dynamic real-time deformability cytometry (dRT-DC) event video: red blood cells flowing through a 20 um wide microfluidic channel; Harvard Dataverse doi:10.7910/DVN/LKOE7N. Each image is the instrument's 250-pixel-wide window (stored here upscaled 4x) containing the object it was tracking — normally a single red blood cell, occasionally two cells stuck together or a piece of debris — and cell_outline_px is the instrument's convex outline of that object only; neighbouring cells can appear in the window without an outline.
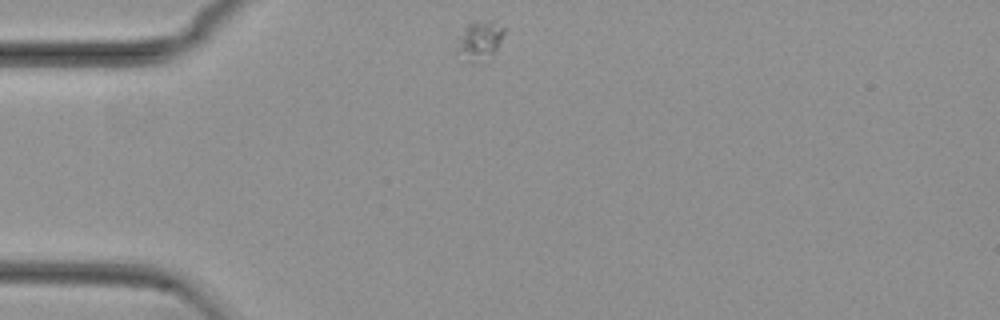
{"species": "common noctule bat (a hibernating species)", "species_latin": "Nyctalus noctula", "temperature_condition": "cold", "stored_images_in_passage": 34, "camera_frame_rate_fps": 3000, "um_per_image_px": 0.085, "animal": {"sex": "female", "body_mass_g": 29.2, "forearm_length_mm": 56.3}, "frame": {"image": 1, "passage_image": 1, "time_ms": 0.0, "image_size_px": [1000, 320], "cell_outline_px": [[504, 32], [496, 48], [480, 64], [460, 64], [456, 52], [456, 48], [464, 28], [468, 24], [476, 20], [492, 20], [504, 28]], "centroid_in_image_um": [40.68, 3.52], "position_along_channel_um": 44.3, "area_um2": 11.1}}
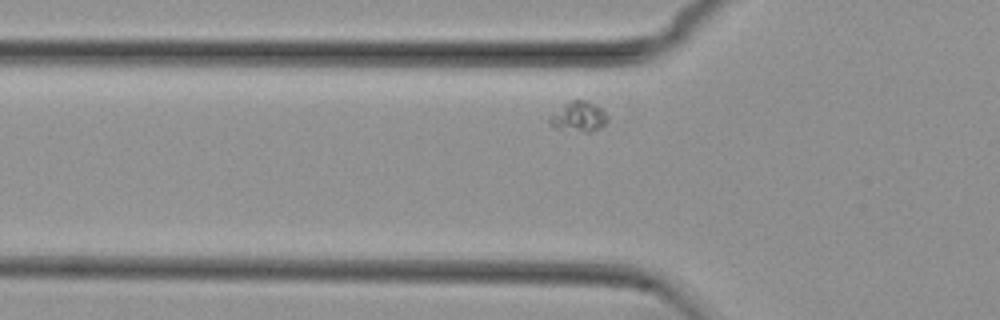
{"frame": {"image": 2, "passage_image": 6, "time_ms": 1.667, "image_size_px": [1000, 320], "cell_outline_px": [[608, 120], [600, 128], [592, 132], [584, 132], [556, 128], [548, 124], [548, 116], [564, 104], [572, 100], [584, 100], [600, 108], [608, 116]], "centroid_in_image_um": [49.15, 9.94], "position_along_channel_um": 76.7, "area_um2": 10.12}}
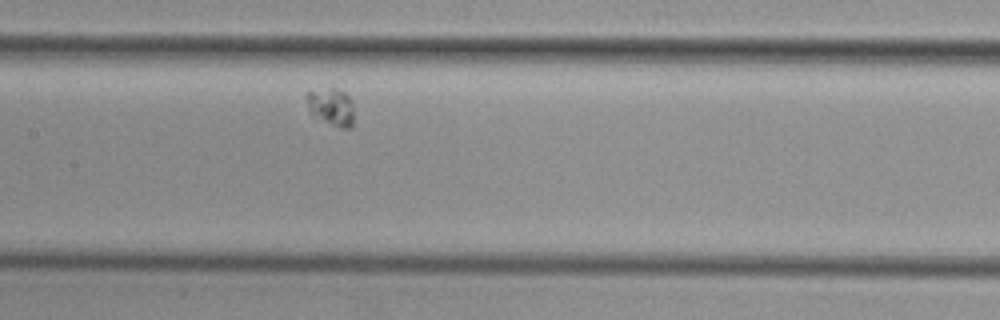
{"frame": {"image": 3, "passage_image": 15, "time_ms": 4.667, "image_size_px": [1000, 320], "cell_outline_px": [[352, 128], [340, 128], [324, 120], [312, 112], [308, 108], [308, 92], [332, 84], [344, 92], [352, 100]], "centroid_in_image_um": [28.19, 9.0], "position_along_channel_um": 179.2, "area_um2": 10.23}}